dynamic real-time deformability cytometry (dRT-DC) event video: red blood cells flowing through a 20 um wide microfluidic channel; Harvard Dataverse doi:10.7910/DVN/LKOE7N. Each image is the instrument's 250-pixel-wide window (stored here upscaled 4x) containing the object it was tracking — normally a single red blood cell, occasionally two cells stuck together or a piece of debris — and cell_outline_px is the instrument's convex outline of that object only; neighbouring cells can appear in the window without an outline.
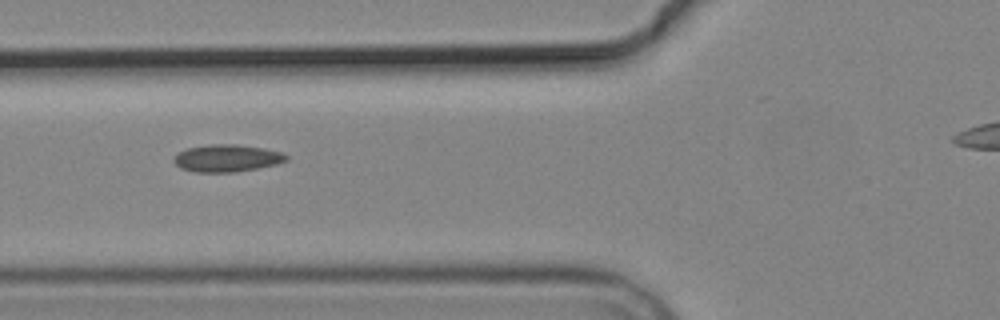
{"species": "common noctule bat (a hibernating species)", "species_latin": "Nyctalus noctula", "temperature_condition": "cold", "stored_images_in_passage": 7, "camera_frame_rate_fps": 3000, "um_per_image_px": 0.085, "animal": {"sex": "male", "body_mass_g": 19.2, "forearm_length_mm": 51.8}, "frame": {"image": 1, "passage_image": 3, "time_ms": 3.0, "image_size_px": [1000, 320], "cell_outline_px": [[288, 160], [276, 164], [236, 172], [196, 172], [180, 168], [172, 160], [176, 152], [188, 148], [208, 144], [236, 144], [264, 148], [280, 152], [288, 156]], "centroid_in_image_um": [19.25, 13.44], "position_along_channel_um": 106.6, "area_um2": 17.92}}
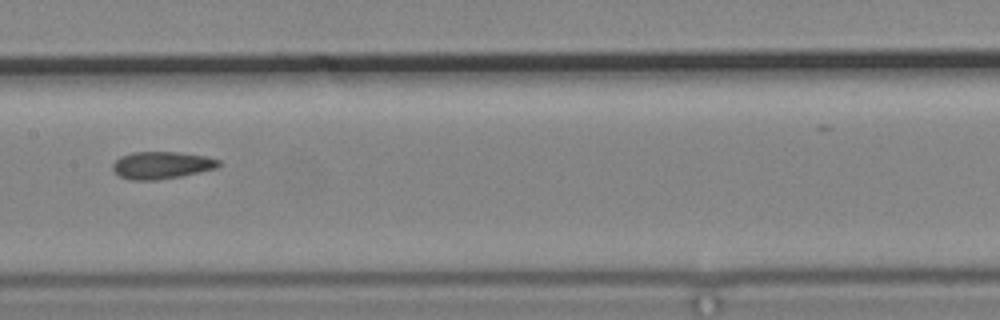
{"frame": {"image": 2, "passage_image": 5, "time_ms": 5.333, "image_size_px": [1000, 320], "cell_outline_px": [[220, 164], [216, 168], [200, 172], [180, 176], [156, 180], [128, 180], [120, 176], [112, 168], [112, 164], [120, 156], [132, 152], [176, 152], [208, 156], [220, 160]], "centroid_in_image_um": [13.73, 14.04], "position_along_channel_um": 193.7, "area_um2": 16.88}}
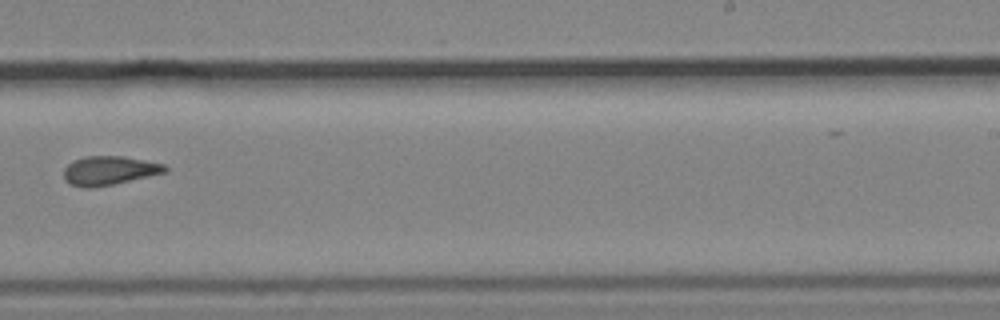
{"frame": {"image": 3, "passage_image": 7, "time_ms": 7.667, "image_size_px": [1000, 320], "cell_outline_px": [[168, 172], [112, 184], [92, 188], [84, 188], [68, 184], [64, 180], [64, 168], [68, 164], [84, 156], [124, 156], [164, 164], [168, 168]], "centroid_in_image_um": [9.27, 14.5], "position_along_channel_um": 279.7, "area_um2": 17.11}}